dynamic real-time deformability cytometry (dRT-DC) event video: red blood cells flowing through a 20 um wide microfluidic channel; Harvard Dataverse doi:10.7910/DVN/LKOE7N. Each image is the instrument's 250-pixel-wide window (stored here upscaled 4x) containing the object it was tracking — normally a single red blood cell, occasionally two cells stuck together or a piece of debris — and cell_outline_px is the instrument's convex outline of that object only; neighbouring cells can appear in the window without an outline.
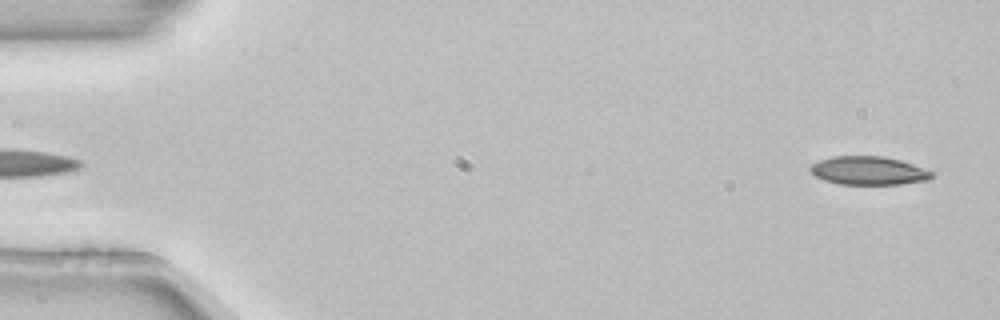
{"species": "common noctule bat (a hibernating species)", "species_latin": "Nyctalus noctula", "temperature_condition": "room temperature", "stored_images_in_passage": 4, "segment_of_instrument_passage": [2, 2], "camera_frame_rate_fps": 3000, "um_per_image_px": 0.085, "animal": {"sex": "female", "body_mass_g": 22.7, "forearm_length_mm": 54.2}, "frame": {"image": 1, "passage_image": 4, "time_ms": 1.0, "image_size_px": [1000, 320], "cell_outline_px": [[936, 172], [928, 180], [900, 184], [840, 184], [824, 180], [816, 176], [808, 168], [812, 164], [820, 160], [832, 156], [884, 156], [900, 160]], "centroid_in_image_um": [73.84, 14.5], "position_along_channel_um": 11.2, "area_um2": 20.11}}